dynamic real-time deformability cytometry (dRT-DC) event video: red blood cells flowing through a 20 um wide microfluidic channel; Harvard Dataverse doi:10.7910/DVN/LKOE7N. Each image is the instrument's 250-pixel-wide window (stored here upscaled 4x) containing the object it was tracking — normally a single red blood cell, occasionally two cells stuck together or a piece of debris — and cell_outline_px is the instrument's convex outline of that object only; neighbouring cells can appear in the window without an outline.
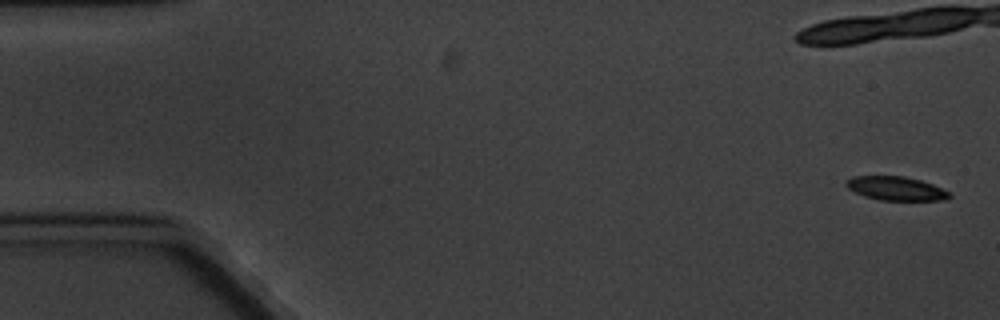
{"species": "common noctule bat (a hibernating species)", "species_latin": "Nyctalus noctula", "temperature_condition": "cold", "stored_images_in_passage": 4, "camera_frame_rate_fps": 3000, "um_per_image_px": 0.085, "animal": {"sex": "male", "body_mass_g": 20.1, "forearm_length_mm": 53.5}, "frame": {"image": 1, "passage_image": 1, "time_ms": 0.0, "image_size_px": [1000, 320], "cell_outline_px": [[952, 196], [944, 200], [880, 200], [864, 196], [848, 188], [844, 184], [852, 176], [904, 176], [920, 180], [932, 184], [948, 192]], "centroid_in_image_um": [76.14, 16.02], "position_along_channel_um": 8.9, "area_um2": 14.16}}